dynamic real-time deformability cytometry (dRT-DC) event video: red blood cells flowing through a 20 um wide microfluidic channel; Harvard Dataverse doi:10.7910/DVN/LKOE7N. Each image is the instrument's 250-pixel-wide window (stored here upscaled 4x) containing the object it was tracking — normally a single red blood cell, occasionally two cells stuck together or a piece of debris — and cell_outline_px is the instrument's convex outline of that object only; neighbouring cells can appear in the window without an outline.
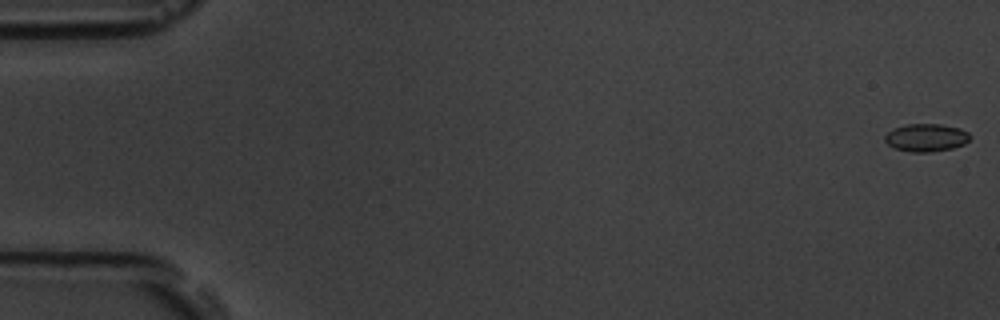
{"species": "common noctule bat (a hibernating species)", "species_latin": "Nyctalus noctula", "temperature_condition": "room temperature", "stored_images_in_passage": 55, "camera_frame_rate_fps": 3000, "um_per_image_px": 0.085, "animal": {"sex": "male", "body_mass_g": 19.5, "forearm_length_mm": 54.6}, "frame": {"image": 1, "passage_image": 1, "time_ms": 0.0, "image_size_px": [1000, 320], "cell_outline_px": [[972, 136], [964, 144], [952, 148], [932, 152], [908, 152], [896, 148], [888, 144], [884, 140], [884, 136], [892, 128], [904, 124], [940, 124], [960, 128], [968, 132]], "centroid_in_image_um": [78.71, 11.69], "position_along_channel_um": 6.3, "area_um2": 13.93}}
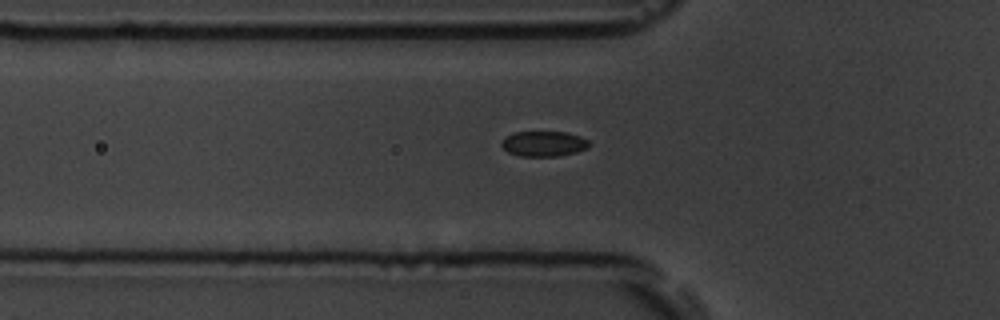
{"frame": {"image": 2, "passage_image": 19, "time_ms": 6.0, "image_size_px": [1000, 320], "cell_outline_px": [[588, 148], [576, 152], [560, 156], [520, 156], [508, 152], [500, 144], [500, 140], [512, 132], [564, 132], [580, 136], [588, 140]], "centroid_in_image_um": [46.18, 12.22], "position_along_channel_um": 79.6, "area_um2": 12.95}}
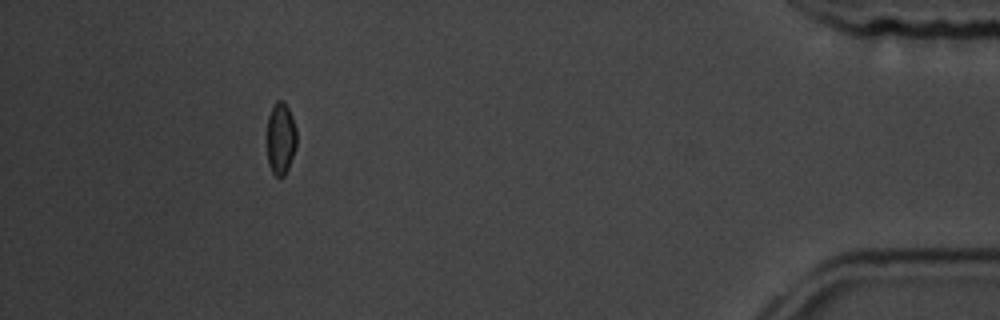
{"frame": {"image": 3, "passage_image": 50, "time_ms": 16.333, "image_size_px": [1000, 320], "cell_outline_px": [[296, 148], [288, 168], [284, 176], [280, 180], [272, 172], [268, 164], [268, 116], [276, 100], [284, 100], [292, 116], [296, 128]], "centroid_in_image_um": [23.87, 11.79], "position_along_channel_um": 411.3, "area_um2": 12.48}, "authors_computed_cell_mechanics": {"area_um2": 13.2362, "velocity_mm_per_s": 3.7839, "shape_relaxation_time_tau1_ms": 2.1677, "shape_relaxation_time_tau2_ms": 2.0774, "deformation_change_tau1": 0.0706, "deformation_change_tau2": 0.0449}}